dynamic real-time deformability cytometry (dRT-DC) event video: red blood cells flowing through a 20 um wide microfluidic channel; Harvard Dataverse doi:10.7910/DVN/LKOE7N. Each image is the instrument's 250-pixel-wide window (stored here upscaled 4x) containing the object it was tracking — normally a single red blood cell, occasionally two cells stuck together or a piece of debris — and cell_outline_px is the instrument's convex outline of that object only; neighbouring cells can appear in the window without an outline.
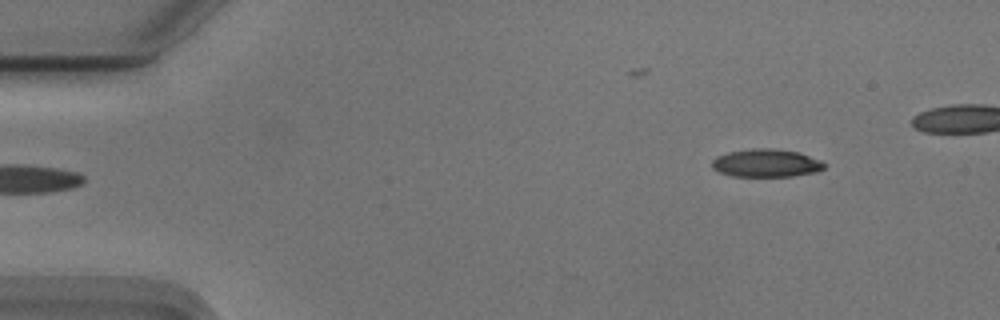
{"species": "Egyptian fruit bat (a non-hibernating species)", "species_latin": "Rousettus aegyptiacus", "temperature_condition": "cold", "stored_images_in_passage": 44, "camera_frame_rate_fps": 3000, "um_per_image_px": 0.085, "animal": {"sex": "male"}, "frame": {"image": 1, "passage_image": 1, "time_ms": 0.0, "image_size_px": [1000, 320], "cell_outline_px": [[828, 164], [824, 168], [816, 172], [792, 176], [732, 176], [720, 172], [712, 168], [712, 160], [716, 156], [728, 152], [752, 148], [772, 148], [800, 152], [820, 160]], "centroid_in_image_um": [65.14, 13.85], "position_along_channel_um": 19.9, "area_um2": 18.44}}
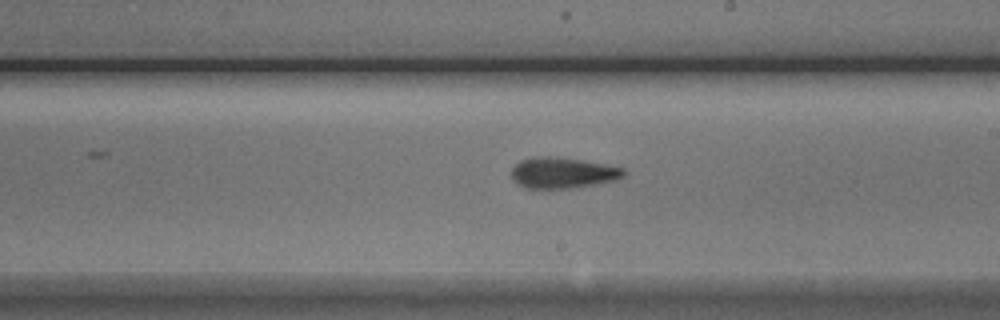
{"frame": {"image": 2, "passage_image": 26, "time_ms": 8.333, "image_size_px": [1000, 320], "cell_outline_px": [[624, 176], [616, 180], [576, 188], [524, 188], [516, 184], [512, 180], [512, 168], [520, 160], [532, 156], [556, 156], [604, 164], [624, 168]], "centroid_in_image_um": [47.79, 14.69], "position_along_channel_um": 241.2, "area_um2": 20.4}}
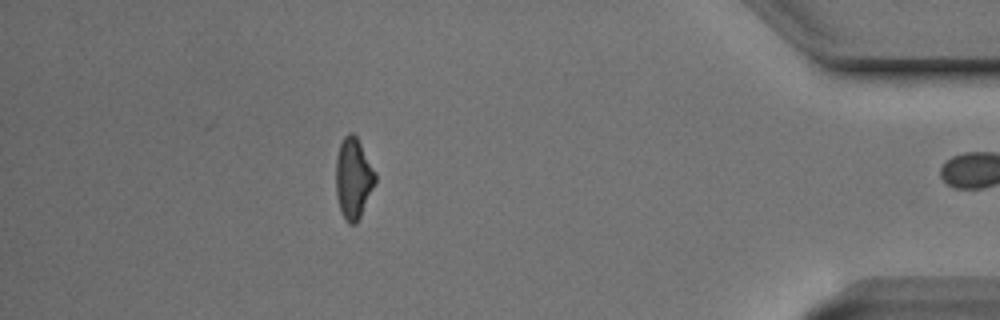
{"frame": {"image": 3, "passage_image": 43, "time_ms": 14.0, "image_size_px": [1000, 320], "cell_outline_px": [[376, 180], [360, 216], [356, 224], [348, 224], [340, 208], [336, 196], [336, 160], [340, 144], [344, 136], [348, 132], [352, 132], [356, 136], [376, 172]], "centroid_in_image_um": [30.03, 15.13], "position_along_channel_um": 405.2, "area_um2": 18.26}, "authors_computed_cell_mechanics": {"area_um2": 19.1607, "velocity_mm_per_s": 3.7338, "shape_relaxation_time_tau1_ms": 3.7914, "shape_relaxation_time_tau2_ms": 4.1053, "deformation_change_tau1": 0.1456, "deformation_change_tau2": 0.1297}}